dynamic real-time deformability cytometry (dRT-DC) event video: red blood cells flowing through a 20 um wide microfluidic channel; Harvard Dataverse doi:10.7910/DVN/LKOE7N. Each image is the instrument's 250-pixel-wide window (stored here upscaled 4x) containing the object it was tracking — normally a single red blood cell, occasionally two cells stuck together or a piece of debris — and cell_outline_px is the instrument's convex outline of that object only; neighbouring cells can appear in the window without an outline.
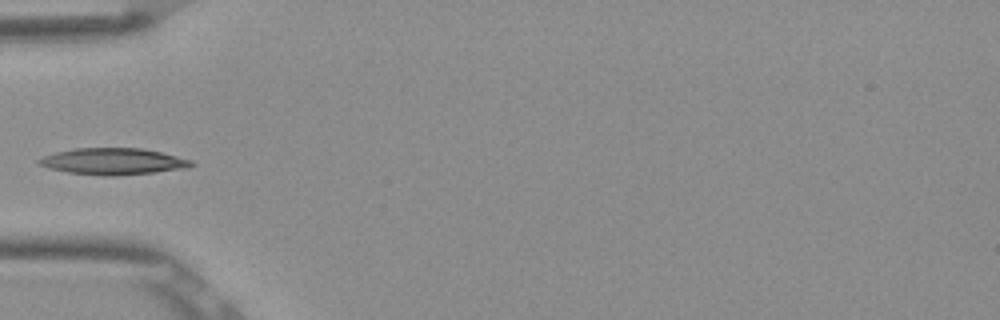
{"species": "Egyptian fruit bat (a non-hibernating species)", "species_latin": "Rousettus aegyptiacus", "temperature_condition": "room temperature", "stored_images_in_passage": 5, "camera_frame_rate_fps": 3000, "um_per_image_px": 0.085, "frame": {"image": 1, "passage_image": 4, "time_ms": 1.0, "image_size_px": [1000, 320], "cell_outline_px": [[196, 164], [184, 168], [156, 172], [116, 176], [108, 176], [68, 172], [36, 164], [36, 160], [44, 156], [56, 152], [76, 148], [144, 148], [192, 160]], "centroid_in_image_um": [9.62, 13.71], "position_along_channel_um": 75.4, "area_um2": 23.41}}
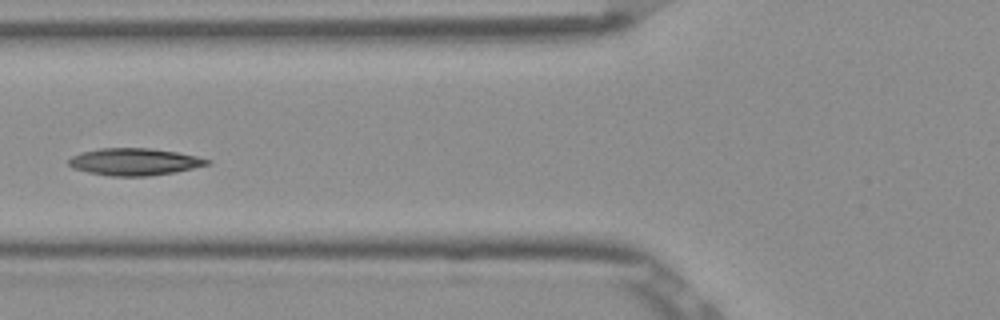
{"frame": {"image": 2, "passage_image": 5, "time_ms": 1.333, "image_size_px": [1000, 320], "cell_outline_px": [[212, 160], [208, 164], [176, 172], [148, 176], [112, 176], [88, 172], [72, 168], [68, 164], [68, 160], [72, 156], [80, 152], [100, 148], [148, 148], [176, 152], [196, 156]], "centroid_in_image_um": [11.39, 13.75], "position_along_channel_um": 114.4, "area_um2": 21.79}}